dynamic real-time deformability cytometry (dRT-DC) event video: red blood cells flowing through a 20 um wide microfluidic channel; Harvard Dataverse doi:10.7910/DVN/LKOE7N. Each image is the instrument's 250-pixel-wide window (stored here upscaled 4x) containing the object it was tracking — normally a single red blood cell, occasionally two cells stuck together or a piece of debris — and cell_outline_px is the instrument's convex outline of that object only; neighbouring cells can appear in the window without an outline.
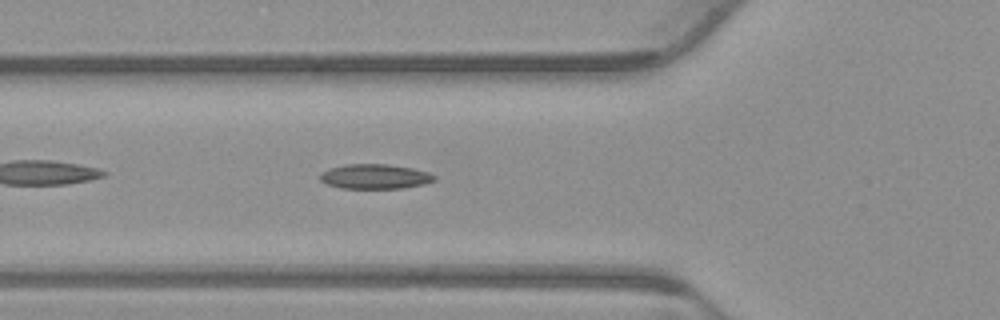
{"species": "common noctule bat (a hibernating species)", "species_latin": "Nyctalus noctula", "temperature_condition": "warm", "stored_images_in_passage": 40, "camera_frame_rate_fps": 3000, "um_per_image_px": 0.085, "animal": {"sex": "male", "body_mass_g": 23.1, "forearm_length_mm": 52.7}, "frame": {"image": 1, "passage_image": 6, "time_ms": 1.667, "image_size_px": [1000, 320], "cell_outline_px": [[436, 180], [424, 184], [404, 188], [340, 188], [328, 184], [320, 180], [320, 172], [344, 164], [388, 164], [412, 168], [428, 172], [436, 176]], "centroid_in_image_um": [31.89, 15.0], "position_along_channel_um": 93.9, "area_um2": 16.47}}
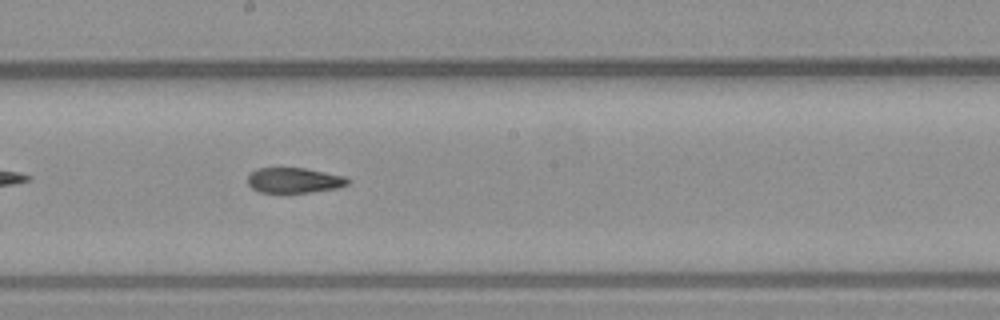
{"frame": {"image": 2, "passage_image": 16, "time_ms": 5.0, "image_size_px": [1000, 320], "cell_outline_px": [[352, 180], [348, 184], [340, 188], [308, 192], [260, 192], [252, 188], [248, 184], [248, 176], [256, 168], [304, 168], [344, 176]], "centroid_in_image_um": [25.03, 15.32], "position_along_channel_um": 223.2, "area_um2": 14.68}}
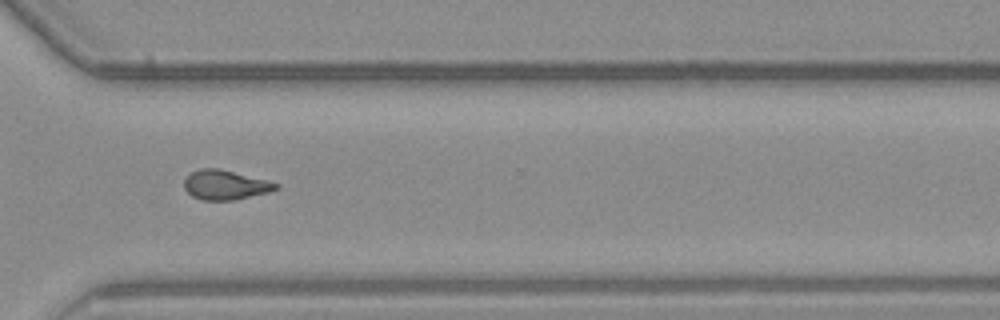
{"frame": {"image": 3, "passage_image": 26, "time_ms": 8.333, "image_size_px": [1000, 320], "cell_outline_px": [[280, 188], [268, 192], [232, 200], [200, 200], [192, 196], [184, 188], [184, 176], [188, 172], [200, 168], [220, 168], [268, 180], [280, 184]], "centroid_in_image_um": [19.11, 15.69], "position_along_channel_um": 351.5, "area_um2": 16.07}, "authors_computed_cell_mechanics": {"area_um2": 15.895, "velocity_mm_per_s": 3.8522, "shape_relaxation_time_tau1_ms": null, "shape_relaxation_time_tau2_ms": 4.6953, "deformation_change_tau1": null, "deformation_change_tau2": 0.114}}